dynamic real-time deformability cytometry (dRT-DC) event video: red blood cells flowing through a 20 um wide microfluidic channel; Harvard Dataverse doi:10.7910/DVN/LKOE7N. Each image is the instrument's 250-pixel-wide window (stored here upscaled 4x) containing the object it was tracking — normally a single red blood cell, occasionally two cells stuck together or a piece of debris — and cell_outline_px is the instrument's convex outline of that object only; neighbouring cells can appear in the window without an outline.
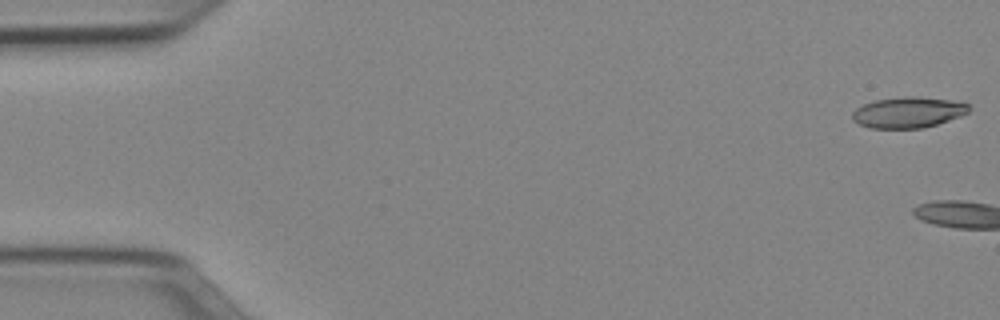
{"species": "Egyptian fruit bat (a non-hibernating species)", "species_latin": "Rousettus aegyptiacus", "temperature_condition": "cold", "stored_images_in_passage": 4, "camera_frame_rate_fps": 3000, "um_per_image_px": 0.085, "animal": {"sex": "female"}, "frame": {"image": 1, "passage_image": 1, "time_ms": 0.0, "image_size_px": [1000, 320], "cell_outline_px": [[972, 108], [968, 112], [960, 116], [924, 128], [868, 128], [852, 120], [852, 112], [856, 108], [864, 104], [876, 100], [908, 96], [916, 96], [952, 100], [968, 104]], "centroid_in_image_um": [77.19, 9.55], "position_along_channel_um": 7.8, "area_um2": 20.92}}